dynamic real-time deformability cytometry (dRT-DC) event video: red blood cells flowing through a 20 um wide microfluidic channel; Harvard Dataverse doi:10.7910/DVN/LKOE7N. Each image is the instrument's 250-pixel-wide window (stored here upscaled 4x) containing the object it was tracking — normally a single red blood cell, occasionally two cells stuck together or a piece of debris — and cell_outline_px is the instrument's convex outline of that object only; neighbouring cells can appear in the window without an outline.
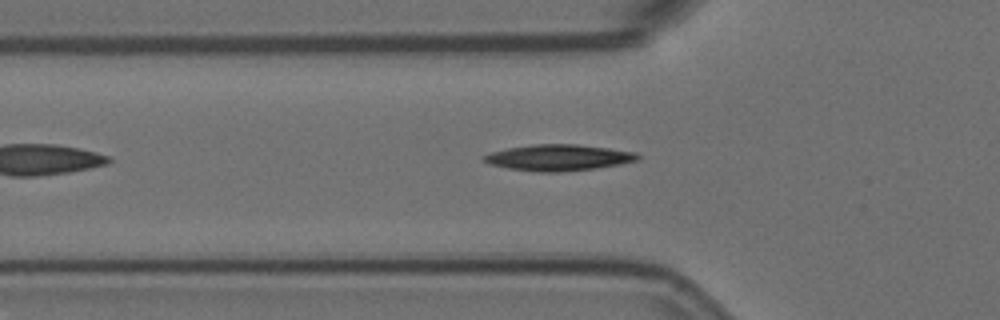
{"species": "Egyptian fruit bat (a non-hibernating species)", "species_latin": "Rousettus aegyptiacus", "temperature_condition": "room temperature", "stored_images_in_passage": 40, "camera_frame_rate_fps": 3000, "um_per_image_px": 0.085, "animal": {"sex": "female"}, "frame": {"image": 1, "passage_image": 8, "time_ms": 2.333, "image_size_px": [1000, 320], "cell_outline_px": [[640, 160], [620, 164], [596, 168], [560, 172], [536, 172], [508, 168], [488, 164], [480, 156], [492, 152], [508, 148], [532, 144], [576, 144], [608, 148], [636, 152], [640, 156]], "centroid_in_image_um": [47.47, 13.4], "position_along_channel_um": 78.3, "area_um2": 23.52}}
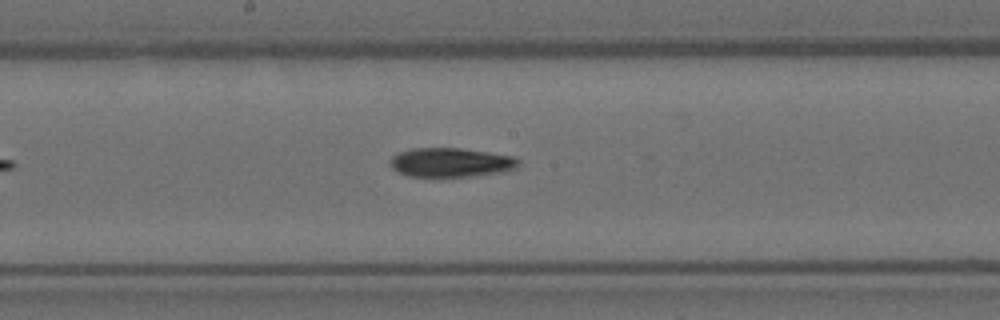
{"frame": {"image": 2, "passage_image": 19, "time_ms": 6.0, "image_size_px": [1000, 320], "cell_outline_px": [[520, 164], [516, 168], [504, 172], [476, 176], [408, 176], [392, 168], [392, 156], [400, 152], [412, 148], [460, 148], [488, 152], [512, 156], [520, 160]], "centroid_in_image_um": [38.38, 13.81], "position_along_channel_um": 209.8, "area_um2": 21.68}}
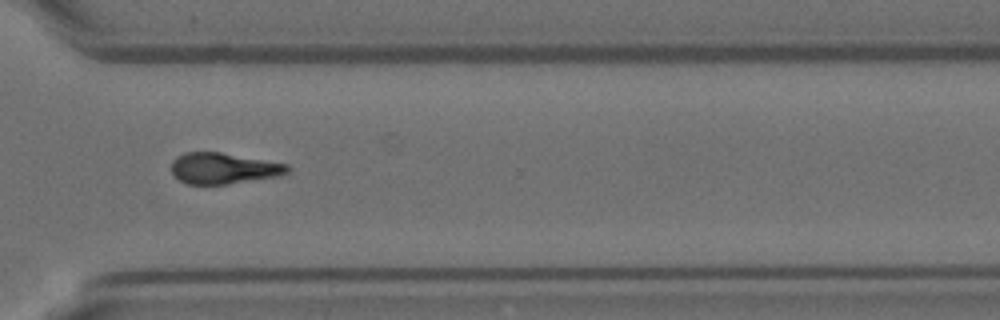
{"frame": {"image": 3, "passage_image": 31, "time_ms": 10.0, "image_size_px": [1000, 320], "cell_outline_px": [[292, 168], [288, 172], [280, 176], [228, 184], [188, 184], [180, 180], [172, 172], [172, 160], [176, 156], [184, 152], [220, 152], [288, 164]], "centroid_in_image_um": [19.02, 14.3], "position_along_channel_um": 351.6, "area_um2": 21.04}}